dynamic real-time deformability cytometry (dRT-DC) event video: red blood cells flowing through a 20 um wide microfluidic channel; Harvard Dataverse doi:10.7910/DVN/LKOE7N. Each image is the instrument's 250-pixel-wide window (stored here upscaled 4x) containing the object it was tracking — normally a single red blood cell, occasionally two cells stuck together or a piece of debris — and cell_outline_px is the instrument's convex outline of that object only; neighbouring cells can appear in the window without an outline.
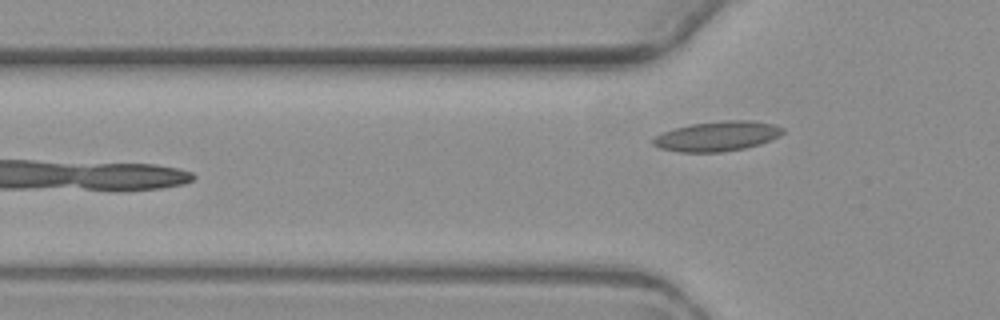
{"species": "common noctule bat (a hibernating species)", "species_latin": "Nyctalus noctula", "temperature_condition": "warm", "stored_images_in_passage": 5, "camera_frame_rate_fps": 3000, "um_per_image_px": 0.085, "animal": {"sex": "female", "body_mass_g": 19.3, "forearm_length_mm": 54.1}, "frame": {"image": 1, "passage_image": 5, "time_ms": 5.0, "image_size_px": [1000, 320], "cell_outline_px": [[784, 132], [780, 136], [760, 144], [744, 148], [720, 152], [680, 152], [660, 148], [652, 144], [652, 140], [656, 136], [664, 132], [676, 128], [692, 124], [724, 120], [752, 120], [776, 124], [784, 128]], "centroid_in_image_um": [61.01, 11.57], "position_along_channel_um": 64.8, "area_um2": 22.54}}